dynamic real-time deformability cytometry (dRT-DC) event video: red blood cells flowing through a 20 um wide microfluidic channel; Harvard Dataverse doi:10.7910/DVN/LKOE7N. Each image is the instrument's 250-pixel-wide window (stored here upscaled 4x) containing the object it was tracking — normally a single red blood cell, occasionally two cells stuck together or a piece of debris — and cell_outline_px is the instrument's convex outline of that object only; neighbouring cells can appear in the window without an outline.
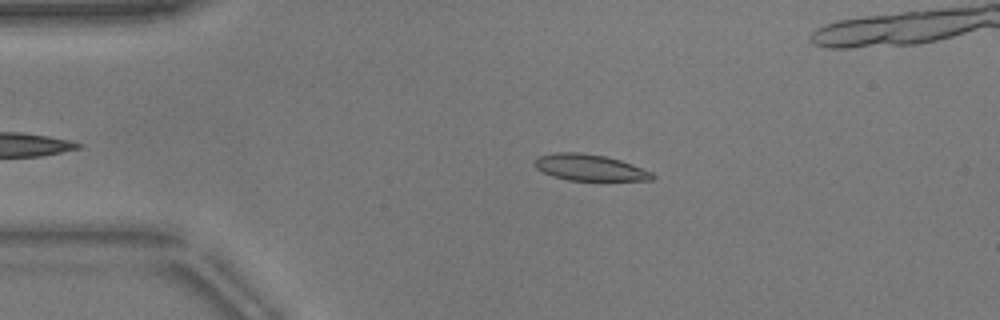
{"species": "common noctule bat (a hibernating species)", "species_latin": "Nyctalus noctula", "temperature_condition": "warm", "stored_images_in_passage": 43, "camera_frame_rate_fps": 3000, "um_per_image_px": 0.085, "animal": {"sex": "male", "body_mass_g": 17.9}, "frame": {"image": 1, "passage_image": 7, "time_ms": 2.0, "image_size_px": [1000, 320], "cell_outline_px": [[656, 176], [652, 180], [568, 180], [552, 176], [536, 168], [532, 164], [540, 156], [556, 152], [580, 152], [604, 156], [620, 160], [632, 164], [652, 172]], "centroid_in_image_um": [50.12, 14.24], "position_along_channel_um": 34.9, "area_um2": 17.92}}
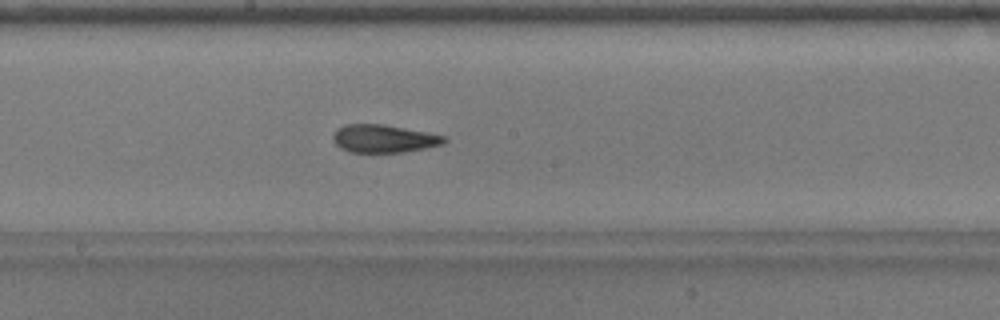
{"frame": {"image": 2, "passage_image": 24, "time_ms": 7.667, "image_size_px": [1000, 320], "cell_outline_px": [[448, 140], [444, 144], [404, 152], [348, 152], [340, 148], [332, 140], [332, 136], [336, 128], [344, 124], [384, 124], [428, 132], [444, 136]], "centroid_in_image_um": [32.59, 11.77], "position_along_channel_um": 215.6, "area_um2": 18.26}}
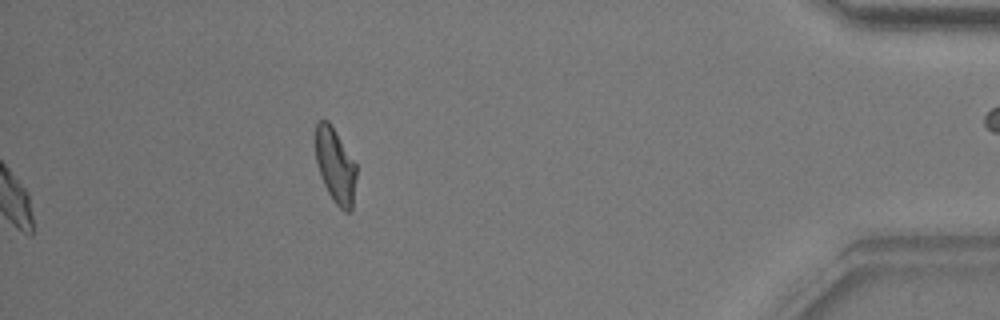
{"frame": {"image": 3, "passage_image": 43, "time_ms": 14.0, "image_size_px": [1000, 320], "cell_outline_px": [[356, 176], [352, 212], [344, 212], [332, 200], [324, 184], [316, 164], [312, 140], [316, 124], [320, 120], [328, 120], [332, 124], [356, 164]], "centroid_in_image_um": [28.46, 14.03], "position_along_channel_um": 406.7, "area_um2": 18.5}, "authors_computed_cell_mechanics": {"area_um2": 18.3804, "velocity_mm_per_s": 3.8362, "shape_relaxation_time_tau1_ms": 5.2422, "shape_relaxation_time_tau2_ms": 2.091, "deformation_change_tau1": 0.1842, "deformation_change_tau2": 0.0901}}